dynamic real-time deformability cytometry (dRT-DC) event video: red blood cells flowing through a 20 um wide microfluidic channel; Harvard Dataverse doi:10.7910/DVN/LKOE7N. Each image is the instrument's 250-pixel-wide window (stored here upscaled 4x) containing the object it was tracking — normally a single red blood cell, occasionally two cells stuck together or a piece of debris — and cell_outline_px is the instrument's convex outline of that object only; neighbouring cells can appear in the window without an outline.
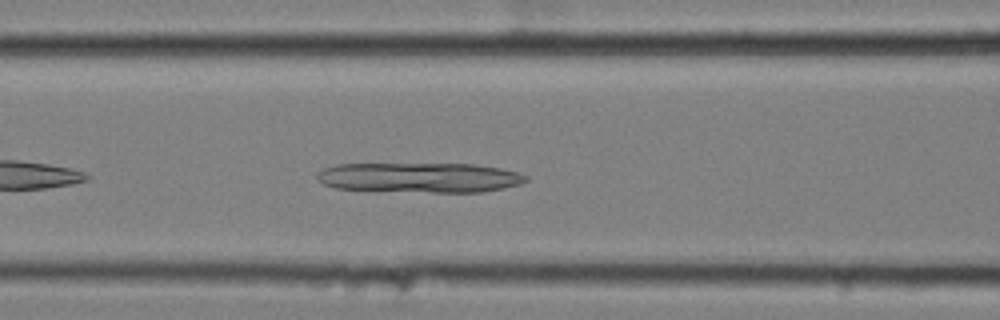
{"species": "common noctule bat (a hibernating species)", "species_latin": "Nyctalus noctula", "temperature_condition": "cold", "stored_images_in_passage": 35, "camera_frame_rate_fps": 3000, "um_per_image_px": 0.085, "animal": {"sex": "female", "body_mass_g": 25.1}, "frame": {"image": 1, "passage_image": 9, "time_ms": 2.667, "image_size_px": [1000, 320], "cell_outline_px": [[528, 180], [520, 184], [504, 188], [480, 192], [432, 192], [336, 188], [324, 184], [316, 180], [316, 172], [324, 168], [336, 164], [476, 164], [500, 168], [520, 172], [528, 176]], "centroid_in_image_um": [35.7, 15.08], "position_along_channel_um": 130.9, "area_um2": 36.47}}
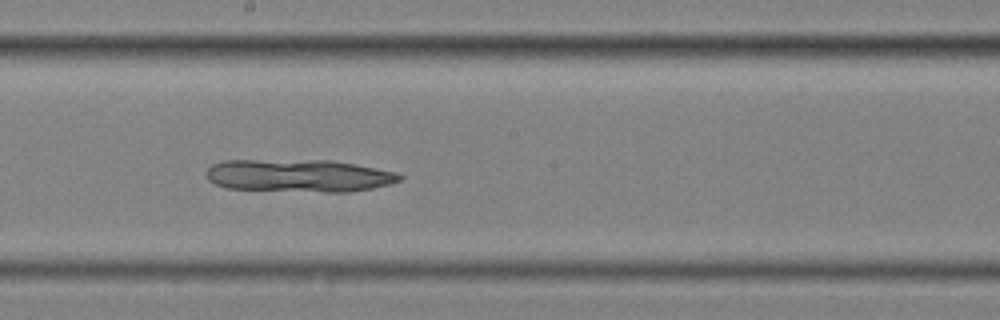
{"frame": {"image": 2, "passage_image": 17, "time_ms": 5.333, "image_size_px": [1000, 320], "cell_outline_px": [[404, 176], [400, 180], [388, 184], [372, 188], [348, 192], [328, 192], [228, 188], [216, 184], [208, 180], [204, 172], [212, 164], [224, 160], [332, 160], [396, 172]], "centroid_in_image_um": [25.37, 14.92], "position_along_channel_um": 222.8, "area_um2": 36.7}}
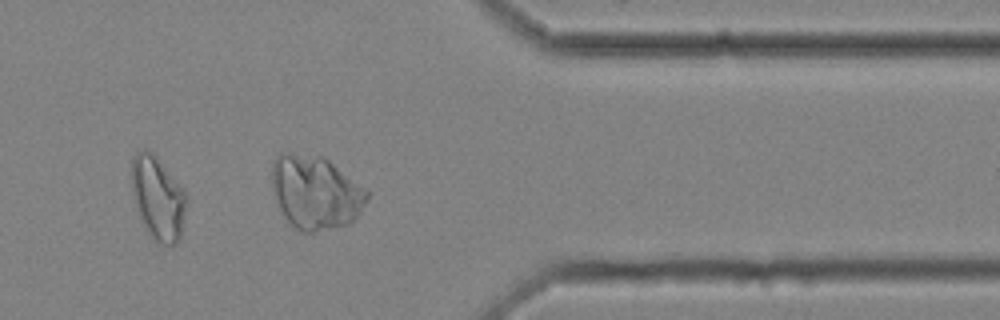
{"frame": {"image": 3, "passage_image": 32, "time_ms": 10.333, "image_size_px": [1000, 320], "cell_outline_px": [[368, 196], [360, 212], [348, 224], [312, 232], [304, 232], [296, 228], [284, 216], [276, 200], [272, 184], [272, 160], [280, 152], [292, 152], [320, 156], [328, 160], [364, 188], [368, 192]], "centroid_in_image_um": [26.78, 16.33], "position_along_channel_um": 384.6, "area_um2": 40.29}}